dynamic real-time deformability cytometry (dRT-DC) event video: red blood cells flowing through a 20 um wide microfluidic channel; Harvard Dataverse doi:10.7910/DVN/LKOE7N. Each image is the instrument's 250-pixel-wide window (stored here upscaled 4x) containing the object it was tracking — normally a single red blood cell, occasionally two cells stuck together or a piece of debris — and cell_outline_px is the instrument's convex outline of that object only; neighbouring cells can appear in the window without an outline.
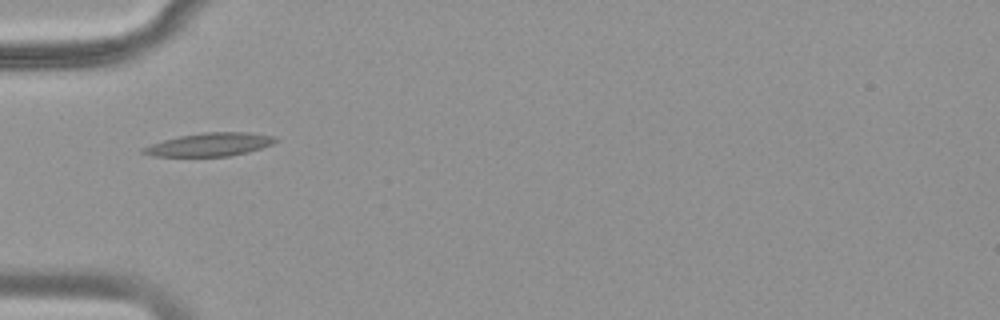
{"species": "common noctule bat (a hibernating species)", "species_latin": "Nyctalus noctula", "temperature_condition": "warm", "stored_images_in_passage": 36, "camera_frame_rate_fps": 3000, "um_per_image_px": 0.085, "animal": {"sex": "female", "body_mass_g": 18.4}, "frame": {"image": 1, "passage_image": 1, "time_ms": 0.0, "image_size_px": [1000, 320], "cell_outline_px": [[280, 140], [272, 144], [248, 152], [228, 156], [152, 156], [140, 152], [140, 148], [164, 140], [180, 136], [204, 132], [248, 132], [276, 136]], "centroid_in_image_um": [17.85, 12.28], "position_along_channel_um": 67.2, "area_um2": 17.92}}
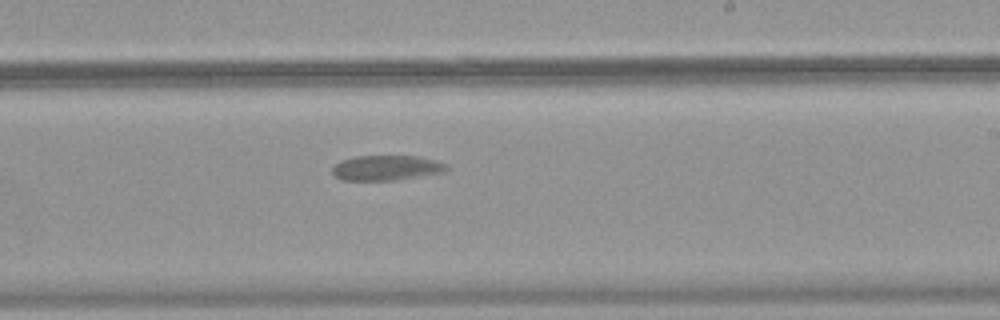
{"frame": {"image": 2, "passage_image": 16, "time_ms": 5.0, "image_size_px": [1000, 320], "cell_outline_px": [[448, 168], [444, 172], [396, 180], [340, 180], [332, 172], [332, 168], [340, 160], [356, 156], [420, 156], [436, 160], [448, 164]], "centroid_in_image_um": [32.86, 14.26], "position_along_channel_um": 256.1, "area_um2": 16.76}}
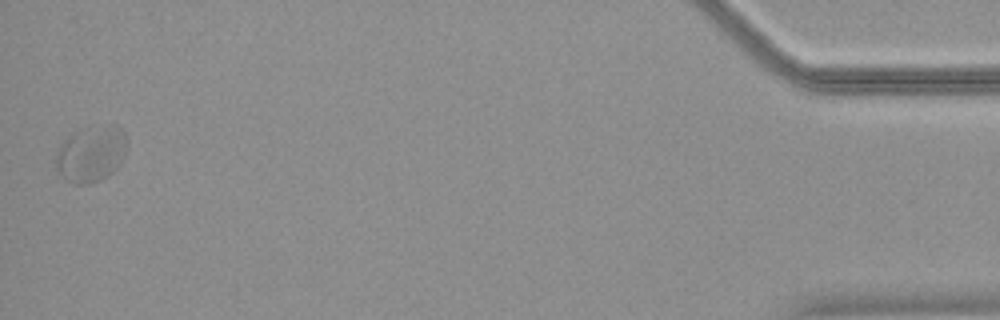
{"frame": {"image": 3, "passage_image": 36, "time_ms": 11.667, "image_size_px": [1000, 320], "cell_outline_px": [[128, 144], [120, 164], [108, 176], [100, 180], [88, 184], [76, 184], [68, 180], [56, 168], [56, 152], [60, 144], [68, 136], [84, 128], [112, 124], [116, 124], [124, 128]], "centroid_in_image_um": [7.79, 13.05], "position_along_channel_um": 427.4, "area_um2": 23.35}}